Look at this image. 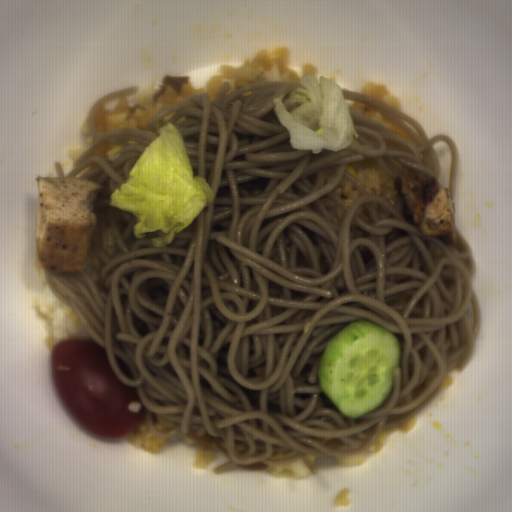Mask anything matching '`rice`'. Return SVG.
<instances>
[{"mask_svg": "<svg viewBox=\"0 0 512 512\" xmlns=\"http://www.w3.org/2000/svg\"><path fill=\"white\" fill-rule=\"evenodd\" d=\"M416 422L414 418L408 419L403 424L385 429L380 434L377 435L373 445L371 448L359 453V454H351V455H344V456H336V460L339 464H344L348 466H355L358 464L365 463L367 458L375 451L380 450L381 447L384 445V443L387 441V439L390 437L393 433H406L408 431H411L415 428Z\"/></svg>", "mask_w": 512, "mask_h": 512, "instance_id": "obj_6", "label": "rice"}, {"mask_svg": "<svg viewBox=\"0 0 512 512\" xmlns=\"http://www.w3.org/2000/svg\"><path fill=\"white\" fill-rule=\"evenodd\" d=\"M132 446L143 448L148 452L157 453L168 439H161L149 426L147 414L140 420L135 428L124 436Z\"/></svg>", "mask_w": 512, "mask_h": 512, "instance_id": "obj_7", "label": "rice"}, {"mask_svg": "<svg viewBox=\"0 0 512 512\" xmlns=\"http://www.w3.org/2000/svg\"><path fill=\"white\" fill-rule=\"evenodd\" d=\"M185 434L186 441L193 444L195 467L205 468L213 464L222 446L221 436H211L207 431L199 436L197 431L190 428Z\"/></svg>", "mask_w": 512, "mask_h": 512, "instance_id": "obj_5", "label": "rice"}, {"mask_svg": "<svg viewBox=\"0 0 512 512\" xmlns=\"http://www.w3.org/2000/svg\"><path fill=\"white\" fill-rule=\"evenodd\" d=\"M358 94L369 97L401 111V101L386 83L374 80L367 82Z\"/></svg>", "mask_w": 512, "mask_h": 512, "instance_id": "obj_8", "label": "rice"}, {"mask_svg": "<svg viewBox=\"0 0 512 512\" xmlns=\"http://www.w3.org/2000/svg\"><path fill=\"white\" fill-rule=\"evenodd\" d=\"M291 51L288 46L265 49L239 66H222L204 88H197L192 82H184L179 92L167 86L165 92L154 99L157 87L139 91L136 103L131 104L126 96L120 98L110 110L104 109L107 132L121 127L141 128L150 131L151 119L165 106H173L192 95H209L214 101L222 86L228 82L226 97L258 81H281L299 83L301 77L290 67Z\"/></svg>", "mask_w": 512, "mask_h": 512, "instance_id": "obj_1", "label": "rice"}, {"mask_svg": "<svg viewBox=\"0 0 512 512\" xmlns=\"http://www.w3.org/2000/svg\"><path fill=\"white\" fill-rule=\"evenodd\" d=\"M36 313L46 321L47 340L54 351L61 340L80 339L94 341L83 326L77 312L47 278L32 303ZM95 342V341H94Z\"/></svg>", "mask_w": 512, "mask_h": 512, "instance_id": "obj_2", "label": "rice"}, {"mask_svg": "<svg viewBox=\"0 0 512 512\" xmlns=\"http://www.w3.org/2000/svg\"><path fill=\"white\" fill-rule=\"evenodd\" d=\"M320 456H307L297 454L292 457L282 459H266L262 462L267 464L266 471L279 478H305L313 475L318 470V460Z\"/></svg>", "mask_w": 512, "mask_h": 512, "instance_id": "obj_3", "label": "rice"}, {"mask_svg": "<svg viewBox=\"0 0 512 512\" xmlns=\"http://www.w3.org/2000/svg\"><path fill=\"white\" fill-rule=\"evenodd\" d=\"M345 171L360 181L366 192L371 193L372 188H375L377 196L381 183L386 184L390 189H396L397 177L388 175L375 162L362 160L347 163Z\"/></svg>", "mask_w": 512, "mask_h": 512, "instance_id": "obj_4", "label": "rice"}]
</instances>
